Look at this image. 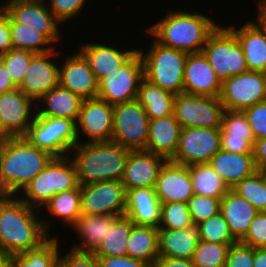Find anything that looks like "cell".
Listing matches in <instances>:
<instances>
[{"instance_id": "1", "label": "cell", "mask_w": 266, "mask_h": 267, "mask_svg": "<svg viewBox=\"0 0 266 267\" xmlns=\"http://www.w3.org/2000/svg\"><path fill=\"white\" fill-rule=\"evenodd\" d=\"M38 212L18 196L4 195L0 199V249L14 255L37 248L54 236L50 234L52 221Z\"/></svg>"}, {"instance_id": "2", "label": "cell", "mask_w": 266, "mask_h": 267, "mask_svg": "<svg viewBox=\"0 0 266 267\" xmlns=\"http://www.w3.org/2000/svg\"><path fill=\"white\" fill-rule=\"evenodd\" d=\"M201 12L169 11L159 21L148 28L145 33L166 47L187 53L202 52L208 36L217 28L215 18Z\"/></svg>"}, {"instance_id": "3", "label": "cell", "mask_w": 266, "mask_h": 267, "mask_svg": "<svg viewBox=\"0 0 266 267\" xmlns=\"http://www.w3.org/2000/svg\"><path fill=\"white\" fill-rule=\"evenodd\" d=\"M53 157L26 137H11L0 151V190L5 196H18Z\"/></svg>"}, {"instance_id": "4", "label": "cell", "mask_w": 266, "mask_h": 267, "mask_svg": "<svg viewBox=\"0 0 266 267\" xmlns=\"http://www.w3.org/2000/svg\"><path fill=\"white\" fill-rule=\"evenodd\" d=\"M130 149L118 143H78L69 154L75 164L79 185L121 181Z\"/></svg>"}, {"instance_id": "5", "label": "cell", "mask_w": 266, "mask_h": 267, "mask_svg": "<svg viewBox=\"0 0 266 267\" xmlns=\"http://www.w3.org/2000/svg\"><path fill=\"white\" fill-rule=\"evenodd\" d=\"M148 48H137L144 64V78L173 95L183 93L184 69L189 53L161 45L154 38Z\"/></svg>"}, {"instance_id": "6", "label": "cell", "mask_w": 266, "mask_h": 267, "mask_svg": "<svg viewBox=\"0 0 266 267\" xmlns=\"http://www.w3.org/2000/svg\"><path fill=\"white\" fill-rule=\"evenodd\" d=\"M80 188L77 171L70 156L53 157L18 195L30 207L42 210L60 192Z\"/></svg>"}, {"instance_id": "7", "label": "cell", "mask_w": 266, "mask_h": 267, "mask_svg": "<svg viewBox=\"0 0 266 267\" xmlns=\"http://www.w3.org/2000/svg\"><path fill=\"white\" fill-rule=\"evenodd\" d=\"M202 52L221 82L248 71L242 46L227 25L223 27L219 23L208 36Z\"/></svg>"}, {"instance_id": "8", "label": "cell", "mask_w": 266, "mask_h": 267, "mask_svg": "<svg viewBox=\"0 0 266 267\" xmlns=\"http://www.w3.org/2000/svg\"><path fill=\"white\" fill-rule=\"evenodd\" d=\"M34 146L54 157L68 156L79 143L76 122L67 118L34 115L25 136Z\"/></svg>"}, {"instance_id": "9", "label": "cell", "mask_w": 266, "mask_h": 267, "mask_svg": "<svg viewBox=\"0 0 266 267\" xmlns=\"http://www.w3.org/2000/svg\"><path fill=\"white\" fill-rule=\"evenodd\" d=\"M149 121L146 110L136 99L114 105L111 141L131 151L145 150Z\"/></svg>"}, {"instance_id": "10", "label": "cell", "mask_w": 266, "mask_h": 267, "mask_svg": "<svg viewBox=\"0 0 266 267\" xmlns=\"http://www.w3.org/2000/svg\"><path fill=\"white\" fill-rule=\"evenodd\" d=\"M224 111L219 97L184 92L174 97L173 115L181 128H221Z\"/></svg>"}, {"instance_id": "11", "label": "cell", "mask_w": 266, "mask_h": 267, "mask_svg": "<svg viewBox=\"0 0 266 267\" xmlns=\"http://www.w3.org/2000/svg\"><path fill=\"white\" fill-rule=\"evenodd\" d=\"M144 78V64L137 51L124 65L98 82V98L111 105L135 100Z\"/></svg>"}, {"instance_id": "12", "label": "cell", "mask_w": 266, "mask_h": 267, "mask_svg": "<svg viewBox=\"0 0 266 267\" xmlns=\"http://www.w3.org/2000/svg\"><path fill=\"white\" fill-rule=\"evenodd\" d=\"M219 99L225 110L235 111L266 101V73L248 70L225 79Z\"/></svg>"}, {"instance_id": "13", "label": "cell", "mask_w": 266, "mask_h": 267, "mask_svg": "<svg viewBox=\"0 0 266 267\" xmlns=\"http://www.w3.org/2000/svg\"><path fill=\"white\" fill-rule=\"evenodd\" d=\"M0 7L16 22L43 34L56 47L61 43L60 22L49 10L46 0H6ZM55 43V44H54Z\"/></svg>"}, {"instance_id": "14", "label": "cell", "mask_w": 266, "mask_h": 267, "mask_svg": "<svg viewBox=\"0 0 266 267\" xmlns=\"http://www.w3.org/2000/svg\"><path fill=\"white\" fill-rule=\"evenodd\" d=\"M220 128H181L179 144L172 162L182 165L209 163L221 149Z\"/></svg>"}, {"instance_id": "15", "label": "cell", "mask_w": 266, "mask_h": 267, "mask_svg": "<svg viewBox=\"0 0 266 267\" xmlns=\"http://www.w3.org/2000/svg\"><path fill=\"white\" fill-rule=\"evenodd\" d=\"M81 214L125 216L126 190L121 181L80 185Z\"/></svg>"}, {"instance_id": "16", "label": "cell", "mask_w": 266, "mask_h": 267, "mask_svg": "<svg viewBox=\"0 0 266 267\" xmlns=\"http://www.w3.org/2000/svg\"><path fill=\"white\" fill-rule=\"evenodd\" d=\"M113 108L114 105L98 97L83 100L76 122V133L79 143L111 141Z\"/></svg>"}, {"instance_id": "17", "label": "cell", "mask_w": 266, "mask_h": 267, "mask_svg": "<svg viewBox=\"0 0 266 267\" xmlns=\"http://www.w3.org/2000/svg\"><path fill=\"white\" fill-rule=\"evenodd\" d=\"M57 49L55 47L52 51L46 53H36L31 58L23 82L19 87L35 103L44 94L59 85V61H56L55 57H60V52Z\"/></svg>"}, {"instance_id": "18", "label": "cell", "mask_w": 266, "mask_h": 267, "mask_svg": "<svg viewBox=\"0 0 266 267\" xmlns=\"http://www.w3.org/2000/svg\"><path fill=\"white\" fill-rule=\"evenodd\" d=\"M36 114V103L19 88L0 94V121L11 137H25Z\"/></svg>"}, {"instance_id": "19", "label": "cell", "mask_w": 266, "mask_h": 267, "mask_svg": "<svg viewBox=\"0 0 266 267\" xmlns=\"http://www.w3.org/2000/svg\"><path fill=\"white\" fill-rule=\"evenodd\" d=\"M59 64V85L83 100L98 96V81L87 59L79 52L65 55Z\"/></svg>"}, {"instance_id": "20", "label": "cell", "mask_w": 266, "mask_h": 267, "mask_svg": "<svg viewBox=\"0 0 266 267\" xmlns=\"http://www.w3.org/2000/svg\"><path fill=\"white\" fill-rule=\"evenodd\" d=\"M155 193L160 203H188L194 195L189 167L167 160L160 169Z\"/></svg>"}, {"instance_id": "21", "label": "cell", "mask_w": 266, "mask_h": 267, "mask_svg": "<svg viewBox=\"0 0 266 267\" xmlns=\"http://www.w3.org/2000/svg\"><path fill=\"white\" fill-rule=\"evenodd\" d=\"M183 92L206 97H219L221 80L203 52L189 53L184 69Z\"/></svg>"}, {"instance_id": "22", "label": "cell", "mask_w": 266, "mask_h": 267, "mask_svg": "<svg viewBox=\"0 0 266 267\" xmlns=\"http://www.w3.org/2000/svg\"><path fill=\"white\" fill-rule=\"evenodd\" d=\"M166 161L163 156L145 150L130 151L121 180L125 190L155 188L160 169Z\"/></svg>"}, {"instance_id": "23", "label": "cell", "mask_w": 266, "mask_h": 267, "mask_svg": "<svg viewBox=\"0 0 266 267\" xmlns=\"http://www.w3.org/2000/svg\"><path fill=\"white\" fill-rule=\"evenodd\" d=\"M114 45L113 42L112 45L111 43L109 45L108 41V44L105 42H85L79 46L78 51L89 62L90 69L98 82L124 65L138 51L137 48L125 49V47L122 50L118 45Z\"/></svg>"}, {"instance_id": "24", "label": "cell", "mask_w": 266, "mask_h": 267, "mask_svg": "<svg viewBox=\"0 0 266 267\" xmlns=\"http://www.w3.org/2000/svg\"><path fill=\"white\" fill-rule=\"evenodd\" d=\"M161 203L155 188H134L126 191L127 216L134 225L153 226L158 228L160 222Z\"/></svg>"}, {"instance_id": "25", "label": "cell", "mask_w": 266, "mask_h": 267, "mask_svg": "<svg viewBox=\"0 0 266 267\" xmlns=\"http://www.w3.org/2000/svg\"><path fill=\"white\" fill-rule=\"evenodd\" d=\"M180 131L174 115L150 119L145 151L171 160L178 148Z\"/></svg>"}, {"instance_id": "26", "label": "cell", "mask_w": 266, "mask_h": 267, "mask_svg": "<svg viewBox=\"0 0 266 267\" xmlns=\"http://www.w3.org/2000/svg\"><path fill=\"white\" fill-rule=\"evenodd\" d=\"M238 38L249 71L266 73V35L252 20L248 19L240 27L227 26Z\"/></svg>"}, {"instance_id": "27", "label": "cell", "mask_w": 266, "mask_h": 267, "mask_svg": "<svg viewBox=\"0 0 266 267\" xmlns=\"http://www.w3.org/2000/svg\"><path fill=\"white\" fill-rule=\"evenodd\" d=\"M259 211L244 197L232 189L220 201V213L228 223L232 236L240 242Z\"/></svg>"}, {"instance_id": "28", "label": "cell", "mask_w": 266, "mask_h": 267, "mask_svg": "<svg viewBox=\"0 0 266 267\" xmlns=\"http://www.w3.org/2000/svg\"><path fill=\"white\" fill-rule=\"evenodd\" d=\"M200 240L197 224L184 229H158L159 257L192 260Z\"/></svg>"}, {"instance_id": "29", "label": "cell", "mask_w": 266, "mask_h": 267, "mask_svg": "<svg viewBox=\"0 0 266 267\" xmlns=\"http://www.w3.org/2000/svg\"><path fill=\"white\" fill-rule=\"evenodd\" d=\"M120 216L115 215H85L81 214L74 224L71 226L78 234L79 243L70 246L78 252L93 253L99 244L104 240L108 233V227H112L113 223Z\"/></svg>"}, {"instance_id": "30", "label": "cell", "mask_w": 266, "mask_h": 267, "mask_svg": "<svg viewBox=\"0 0 266 267\" xmlns=\"http://www.w3.org/2000/svg\"><path fill=\"white\" fill-rule=\"evenodd\" d=\"M82 102L81 97L58 85L36 102V114L77 122Z\"/></svg>"}, {"instance_id": "31", "label": "cell", "mask_w": 266, "mask_h": 267, "mask_svg": "<svg viewBox=\"0 0 266 267\" xmlns=\"http://www.w3.org/2000/svg\"><path fill=\"white\" fill-rule=\"evenodd\" d=\"M209 164L230 188L257 171L253 153H232L220 149Z\"/></svg>"}, {"instance_id": "32", "label": "cell", "mask_w": 266, "mask_h": 267, "mask_svg": "<svg viewBox=\"0 0 266 267\" xmlns=\"http://www.w3.org/2000/svg\"><path fill=\"white\" fill-rule=\"evenodd\" d=\"M127 255L154 267L159 258L158 228L133 225L127 241Z\"/></svg>"}, {"instance_id": "33", "label": "cell", "mask_w": 266, "mask_h": 267, "mask_svg": "<svg viewBox=\"0 0 266 267\" xmlns=\"http://www.w3.org/2000/svg\"><path fill=\"white\" fill-rule=\"evenodd\" d=\"M174 97L172 93L154 85L145 78L141 80L136 100L146 110L149 119L173 115Z\"/></svg>"}, {"instance_id": "34", "label": "cell", "mask_w": 266, "mask_h": 267, "mask_svg": "<svg viewBox=\"0 0 266 267\" xmlns=\"http://www.w3.org/2000/svg\"><path fill=\"white\" fill-rule=\"evenodd\" d=\"M50 236L39 247L14 254L11 267H58L60 256V241Z\"/></svg>"}, {"instance_id": "35", "label": "cell", "mask_w": 266, "mask_h": 267, "mask_svg": "<svg viewBox=\"0 0 266 267\" xmlns=\"http://www.w3.org/2000/svg\"><path fill=\"white\" fill-rule=\"evenodd\" d=\"M194 194L222 198L231 188L209 163L189 165Z\"/></svg>"}, {"instance_id": "36", "label": "cell", "mask_w": 266, "mask_h": 267, "mask_svg": "<svg viewBox=\"0 0 266 267\" xmlns=\"http://www.w3.org/2000/svg\"><path fill=\"white\" fill-rule=\"evenodd\" d=\"M46 214L57 221L64 222L67 227H71L81 215V192L80 188H73L55 194L51 200L43 207Z\"/></svg>"}, {"instance_id": "37", "label": "cell", "mask_w": 266, "mask_h": 267, "mask_svg": "<svg viewBox=\"0 0 266 267\" xmlns=\"http://www.w3.org/2000/svg\"><path fill=\"white\" fill-rule=\"evenodd\" d=\"M134 223L127 216L119 217L108 227L104 240L93 252L96 257L127 256V241Z\"/></svg>"}, {"instance_id": "38", "label": "cell", "mask_w": 266, "mask_h": 267, "mask_svg": "<svg viewBox=\"0 0 266 267\" xmlns=\"http://www.w3.org/2000/svg\"><path fill=\"white\" fill-rule=\"evenodd\" d=\"M10 35L13 48L24 49L34 53H46L55 48L43 34L28 25L16 23L11 17Z\"/></svg>"}, {"instance_id": "39", "label": "cell", "mask_w": 266, "mask_h": 267, "mask_svg": "<svg viewBox=\"0 0 266 267\" xmlns=\"http://www.w3.org/2000/svg\"><path fill=\"white\" fill-rule=\"evenodd\" d=\"M248 200L259 212L266 211V180L260 170L231 188Z\"/></svg>"}, {"instance_id": "40", "label": "cell", "mask_w": 266, "mask_h": 267, "mask_svg": "<svg viewBox=\"0 0 266 267\" xmlns=\"http://www.w3.org/2000/svg\"><path fill=\"white\" fill-rule=\"evenodd\" d=\"M231 244L200 240L194 252L192 263L195 267H225Z\"/></svg>"}, {"instance_id": "41", "label": "cell", "mask_w": 266, "mask_h": 267, "mask_svg": "<svg viewBox=\"0 0 266 267\" xmlns=\"http://www.w3.org/2000/svg\"><path fill=\"white\" fill-rule=\"evenodd\" d=\"M193 224L188 203H161L158 229H184L189 228Z\"/></svg>"}, {"instance_id": "42", "label": "cell", "mask_w": 266, "mask_h": 267, "mask_svg": "<svg viewBox=\"0 0 266 267\" xmlns=\"http://www.w3.org/2000/svg\"><path fill=\"white\" fill-rule=\"evenodd\" d=\"M198 225L201 240L231 245L238 242L220 212Z\"/></svg>"}, {"instance_id": "43", "label": "cell", "mask_w": 266, "mask_h": 267, "mask_svg": "<svg viewBox=\"0 0 266 267\" xmlns=\"http://www.w3.org/2000/svg\"><path fill=\"white\" fill-rule=\"evenodd\" d=\"M36 53L24 49L11 48L7 53L0 55L6 66L13 84L19 88L23 82L31 58Z\"/></svg>"}, {"instance_id": "44", "label": "cell", "mask_w": 266, "mask_h": 267, "mask_svg": "<svg viewBox=\"0 0 266 267\" xmlns=\"http://www.w3.org/2000/svg\"><path fill=\"white\" fill-rule=\"evenodd\" d=\"M221 199L194 194L188 201L193 223L198 225L219 213Z\"/></svg>"}, {"instance_id": "45", "label": "cell", "mask_w": 266, "mask_h": 267, "mask_svg": "<svg viewBox=\"0 0 266 267\" xmlns=\"http://www.w3.org/2000/svg\"><path fill=\"white\" fill-rule=\"evenodd\" d=\"M46 2L54 17L61 25H65V22L76 19L81 12L85 11L82 9L85 7L88 0H46Z\"/></svg>"}, {"instance_id": "46", "label": "cell", "mask_w": 266, "mask_h": 267, "mask_svg": "<svg viewBox=\"0 0 266 267\" xmlns=\"http://www.w3.org/2000/svg\"><path fill=\"white\" fill-rule=\"evenodd\" d=\"M253 134L221 133V150L232 153H253Z\"/></svg>"}, {"instance_id": "47", "label": "cell", "mask_w": 266, "mask_h": 267, "mask_svg": "<svg viewBox=\"0 0 266 267\" xmlns=\"http://www.w3.org/2000/svg\"><path fill=\"white\" fill-rule=\"evenodd\" d=\"M220 133L253 134L244 111L225 110Z\"/></svg>"}, {"instance_id": "48", "label": "cell", "mask_w": 266, "mask_h": 267, "mask_svg": "<svg viewBox=\"0 0 266 267\" xmlns=\"http://www.w3.org/2000/svg\"><path fill=\"white\" fill-rule=\"evenodd\" d=\"M240 242L253 248H266V211L257 213Z\"/></svg>"}, {"instance_id": "49", "label": "cell", "mask_w": 266, "mask_h": 267, "mask_svg": "<svg viewBox=\"0 0 266 267\" xmlns=\"http://www.w3.org/2000/svg\"><path fill=\"white\" fill-rule=\"evenodd\" d=\"M255 140L266 137V101L244 110Z\"/></svg>"}, {"instance_id": "50", "label": "cell", "mask_w": 266, "mask_h": 267, "mask_svg": "<svg viewBox=\"0 0 266 267\" xmlns=\"http://www.w3.org/2000/svg\"><path fill=\"white\" fill-rule=\"evenodd\" d=\"M225 267H253V247L241 242L229 248Z\"/></svg>"}, {"instance_id": "51", "label": "cell", "mask_w": 266, "mask_h": 267, "mask_svg": "<svg viewBox=\"0 0 266 267\" xmlns=\"http://www.w3.org/2000/svg\"><path fill=\"white\" fill-rule=\"evenodd\" d=\"M67 249L68 252L65 255L60 253L58 267H99L97 258L93 253Z\"/></svg>"}, {"instance_id": "52", "label": "cell", "mask_w": 266, "mask_h": 267, "mask_svg": "<svg viewBox=\"0 0 266 267\" xmlns=\"http://www.w3.org/2000/svg\"><path fill=\"white\" fill-rule=\"evenodd\" d=\"M99 267H150L145 262L127 256L96 257Z\"/></svg>"}, {"instance_id": "53", "label": "cell", "mask_w": 266, "mask_h": 267, "mask_svg": "<svg viewBox=\"0 0 266 267\" xmlns=\"http://www.w3.org/2000/svg\"><path fill=\"white\" fill-rule=\"evenodd\" d=\"M12 46L10 16L0 7V55L7 53Z\"/></svg>"}, {"instance_id": "54", "label": "cell", "mask_w": 266, "mask_h": 267, "mask_svg": "<svg viewBox=\"0 0 266 267\" xmlns=\"http://www.w3.org/2000/svg\"><path fill=\"white\" fill-rule=\"evenodd\" d=\"M253 157L257 170L266 169V137L254 141Z\"/></svg>"}, {"instance_id": "55", "label": "cell", "mask_w": 266, "mask_h": 267, "mask_svg": "<svg viewBox=\"0 0 266 267\" xmlns=\"http://www.w3.org/2000/svg\"><path fill=\"white\" fill-rule=\"evenodd\" d=\"M154 267H195L192 260L175 257H159Z\"/></svg>"}, {"instance_id": "56", "label": "cell", "mask_w": 266, "mask_h": 267, "mask_svg": "<svg viewBox=\"0 0 266 267\" xmlns=\"http://www.w3.org/2000/svg\"><path fill=\"white\" fill-rule=\"evenodd\" d=\"M14 89H17V87L13 84L6 66L0 59V94Z\"/></svg>"}, {"instance_id": "57", "label": "cell", "mask_w": 266, "mask_h": 267, "mask_svg": "<svg viewBox=\"0 0 266 267\" xmlns=\"http://www.w3.org/2000/svg\"><path fill=\"white\" fill-rule=\"evenodd\" d=\"M256 5V19L253 21L258 25V27L264 32L266 35V1L265 0H259L257 1Z\"/></svg>"}, {"instance_id": "58", "label": "cell", "mask_w": 266, "mask_h": 267, "mask_svg": "<svg viewBox=\"0 0 266 267\" xmlns=\"http://www.w3.org/2000/svg\"><path fill=\"white\" fill-rule=\"evenodd\" d=\"M253 267H266V248H253Z\"/></svg>"}, {"instance_id": "59", "label": "cell", "mask_w": 266, "mask_h": 267, "mask_svg": "<svg viewBox=\"0 0 266 267\" xmlns=\"http://www.w3.org/2000/svg\"><path fill=\"white\" fill-rule=\"evenodd\" d=\"M13 255L0 249V267H11Z\"/></svg>"}, {"instance_id": "60", "label": "cell", "mask_w": 266, "mask_h": 267, "mask_svg": "<svg viewBox=\"0 0 266 267\" xmlns=\"http://www.w3.org/2000/svg\"><path fill=\"white\" fill-rule=\"evenodd\" d=\"M10 138L11 136L6 132L4 126L2 125V122L0 121V139L5 142Z\"/></svg>"}, {"instance_id": "61", "label": "cell", "mask_w": 266, "mask_h": 267, "mask_svg": "<svg viewBox=\"0 0 266 267\" xmlns=\"http://www.w3.org/2000/svg\"><path fill=\"white\" fill-rule=\"evenodd\" d=\"M261 172H262V174H263V176H264V178L266 180V169L261 170Z\"/></svg>"}, {"instance_id": "62", "label": "cell", "mask_w": 266, "mask_h": 267, "mask_svg": "<svg viewBox=\"0 0 266 267\" xmlns=\"http://www.w3.org/2000/svg\"><path fill=\"white\" fill-rule=\"evenodd\" d=\"M3 144H4V142L0 139V151H1Z\"/></svg>"}, {"instance_id": "63", "label": "cell", "mask_w": 266, "mask_h": 267, "mask_svg": "<svg viewBox=\"0 0 266 267\" xmlns=\"http://www.w3.org/2000/svg\"><path fill=\"white\" fill-rule=\"evenodd\" d=\"M4 196V194L2 193V191L0 190V199Z\"/></svg>"}]
</instances>
